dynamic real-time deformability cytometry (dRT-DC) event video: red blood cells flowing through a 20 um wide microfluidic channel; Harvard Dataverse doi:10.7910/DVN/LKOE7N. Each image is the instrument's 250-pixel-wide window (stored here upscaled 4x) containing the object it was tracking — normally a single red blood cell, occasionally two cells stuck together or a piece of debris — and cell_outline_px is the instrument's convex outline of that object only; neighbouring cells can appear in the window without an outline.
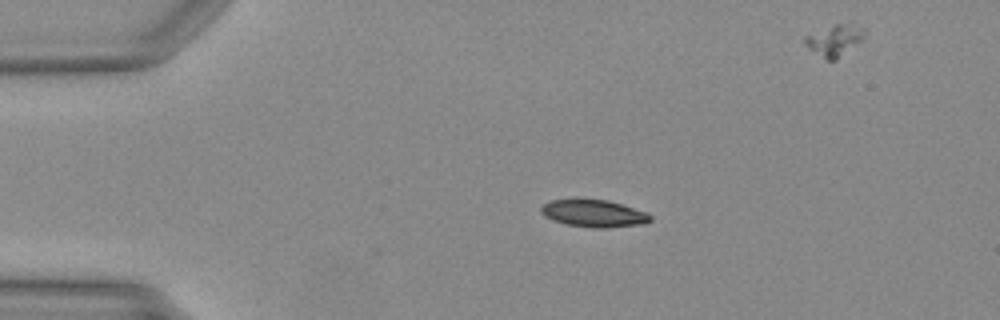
{"species": "Egyptian fruit bat (a non-hibernating species)", "species_latin": "Rousettus aegyptiacus", "temperature_condition": "warm", "stored_images_in_passage": 3, "camera_frame_rate_fps": 3000, "um_per_image_px": 0.085, "animal": {"sex": "female"}, "frame": {"image": 1, "passage_image": 3, "time_ms": 0.667, "image_size_px": [1000, 320], "cell_outline_px": [[652, 220], [644, 224], [608, 228], [596, 228], [568, 224], [552, 220], [544, 216], [540, 212], [540, 208], [548, 200], [576, 196], [608, 200], [644, 212], [652, 216]], "centroid_in_image_um": [50.39, 18.09], "position_along_channel_um": 34.6, "area_um2": 17.98}}